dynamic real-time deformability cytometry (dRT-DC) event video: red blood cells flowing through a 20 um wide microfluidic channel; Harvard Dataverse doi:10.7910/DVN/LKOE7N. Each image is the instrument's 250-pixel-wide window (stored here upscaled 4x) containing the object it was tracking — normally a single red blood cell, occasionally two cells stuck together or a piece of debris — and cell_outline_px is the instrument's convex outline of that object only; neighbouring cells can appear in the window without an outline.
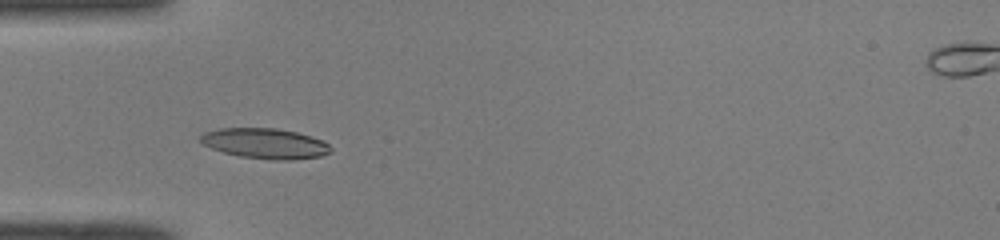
{"species": "common noctule bat (a hibernating species)", "species_latin": "Nyctalus noctula", "temperature_condition": "room temperature", "stored_images_in_passage": 33, "camera_frame_rate_fps": 3000, "um_per_image_px": 0.085, "animal": {"sex": "male", "body_mass_g": 19.0, "forearm_length_mm": 50.8}, "frame": {"image": 1, "passage_image": 4, "time_ms": 1.0, "image_size_px": [1000, 240], "cell_outline_px": [[332, 152], [320, 156], [292, 160], [272, 160], [240, 156], [224, 152], [212, 148], [204, 144], [200, 140], [200, 136], [204, 132], [220, 128], [276, 128], [296, 132], [324, 140], [332, 148]], "centroid_in_image_um": [22.57, 12.19], "position_along_channel_um": 62.4, "area_um2": 23.0}}
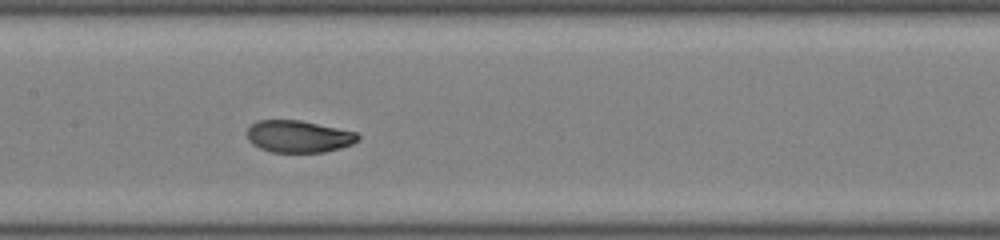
{"frame": {"image": 2, "passage_image": 13, "time_ms": 4.0, "image_size_px": [1000, 240], "cell_outline_px": [[360, 140], [352, 144], [340, 148], [324, 152], [272, 152], [260, 148], [252, 144], [248, 140], [248, 128], [256, 120], [300, 120], [356, 132], [360, 136]], "centroid_in_image_um": [25.39, 11.6], "position_along_channel_um": 182.0, "area_um2": 20.69}}
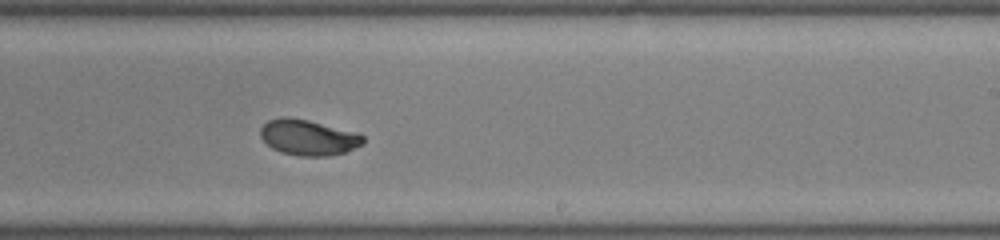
{"frame": {"image": 3, "passage_image": 19, "time_ms": 6.0, "image_size_px": [1000, 240], "cell_outline_px": [[364, 144], [344, 152], [328, 156], [300, 156], [280, 152], [272, 148], [260, 136], [260, 128], [268, 120], [284, 116], [308, 120], [356, 132], [364, 136]], "centroid_in_image_um": [26.2, 11.68], "position_along_channel_um": 262.8, "area_um2": 21.27}, "authors_computed_cell_mechanics": {"area_um2": 21.1548, "velocity_mm_per_s": 4.0603, "shape_relaxation_time_tau1_ms": 2.5528, "shape_relaxation_time_tau2_ms": 0.843, "deformation_change_tau1": 0.1366, "deformation_change_tau2": 0.0495}}